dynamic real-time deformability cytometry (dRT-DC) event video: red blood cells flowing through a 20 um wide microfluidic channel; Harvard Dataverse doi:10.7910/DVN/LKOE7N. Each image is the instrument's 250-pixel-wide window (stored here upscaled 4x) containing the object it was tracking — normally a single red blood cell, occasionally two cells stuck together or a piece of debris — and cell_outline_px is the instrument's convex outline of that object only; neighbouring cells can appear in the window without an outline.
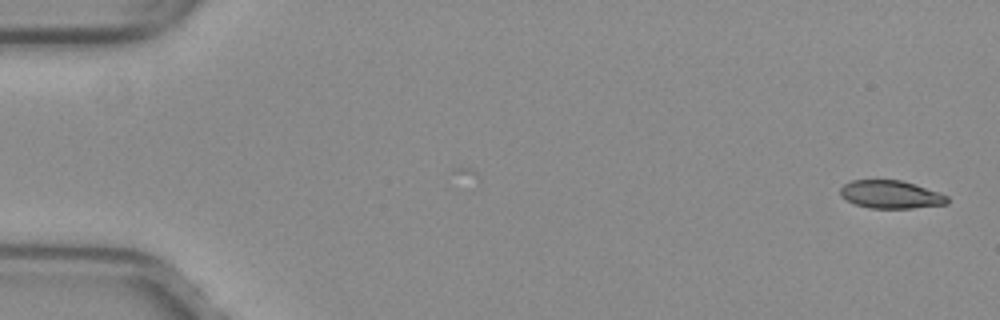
{"species": "common noctule bat (a hibernating species)", "species_latin": "Nyctalus noctula", "temperature_condition": "warm", "stored_images_in_passage": 15, "camera_frame_rate_fps": 3000, "um_per_image_px": 0.085, "animal": {"sex": "female", "body_mass_g": 29.2, "forearm_length_mm": 56.3}, "frame": {"image": 1, "passage_image": 1, "time_ms": 0.0, "image_size_px": [1000, 320], "cell_outline_px": [[948, 204], [912, 208], [868, 208], [856, 204], [840, 196], [840, 188], [844, 184], [852, 180], [900, 180], [948, 196]], "centroid_in_image_um": [75.68, 16.54], "position_along_channel_um": 9.3, "area_um2": 17.17}}
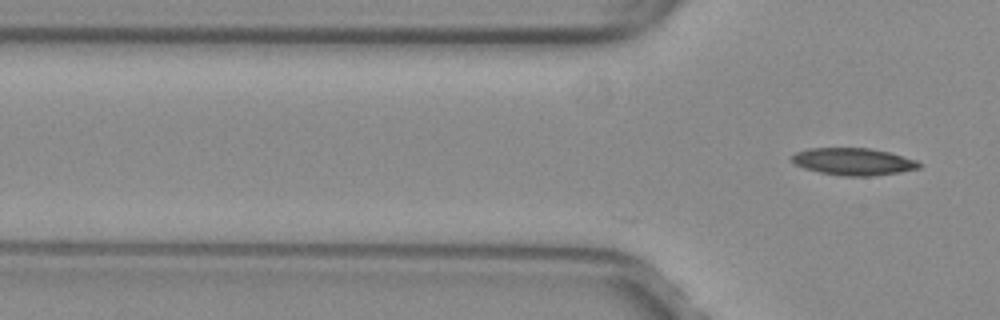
{"frame": {"image": 2, "passage_image": 15, "time_ms": 4.667, "image_size_px": [1000, 320], "cell_outline_px": [[920, 168], [900, 172], [868, 176], [844, 176], [820, 172], [804, 168], [796, 164], [792, 160], [792, 156], [796, 152], [808, 148], [872, 148], [888, 152], [916, 160], [920, 164]], "centroid_in_image_um": [72.53, 13.73], "position_along_channel_um": 53.3, "area_um2": 19.94}}